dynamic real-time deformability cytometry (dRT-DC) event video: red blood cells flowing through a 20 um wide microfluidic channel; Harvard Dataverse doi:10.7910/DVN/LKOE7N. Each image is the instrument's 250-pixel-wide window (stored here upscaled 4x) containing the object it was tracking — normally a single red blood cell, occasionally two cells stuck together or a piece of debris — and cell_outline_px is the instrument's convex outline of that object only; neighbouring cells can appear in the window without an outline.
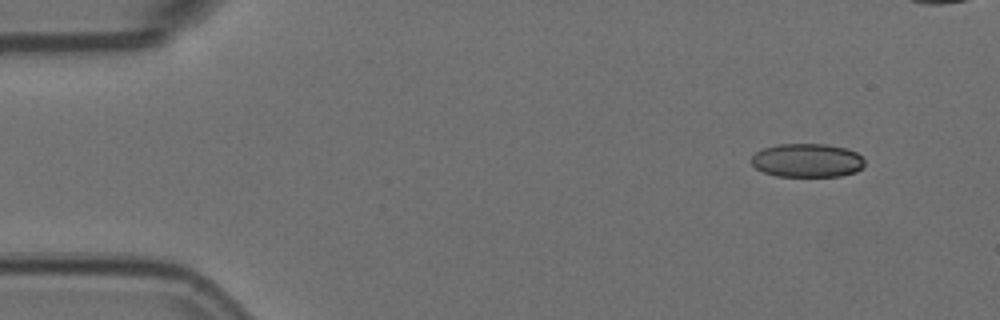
{"species": "Egyptian fruit bat (a non-hibernating species)", "species_latin": "Rousettus aegyptiacus", "temperature_condition": "room temperature", "stored_images_in_passage": 5, "camera_frame_rate_fps": 3000, "um_per_image_px": 0.085, "animal": {"sex": "female"}, "frame": {"image": 1, "passage_image": 1, "time_ms": 0.0, "image_size_px": [1000, 320], "cell_outline_px": [[864, 164], [856, 172], [840, 176], [776, 176], [764, 172], [756, 168], [752, 164], [752, 156], [756, 152], [764, 148], [780, 144], [824, 144], [844, 148], [856, 152], [864, 160]], "centroid_in_image_um": [68.6, 13.64], "position_along_channel_um": 16.4, "area_um2": 22.02}}